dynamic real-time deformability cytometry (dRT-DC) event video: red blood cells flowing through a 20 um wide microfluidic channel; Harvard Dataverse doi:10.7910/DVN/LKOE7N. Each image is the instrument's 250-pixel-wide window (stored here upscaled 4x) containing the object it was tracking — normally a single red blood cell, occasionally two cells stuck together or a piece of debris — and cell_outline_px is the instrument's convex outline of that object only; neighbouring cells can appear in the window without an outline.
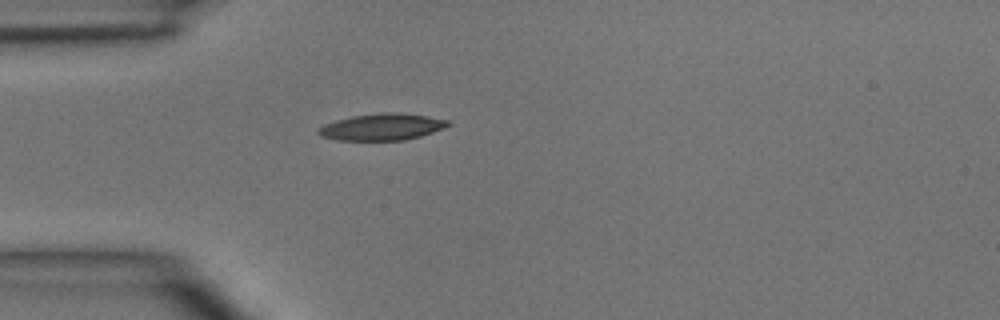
{"species": "common noctule bat (a hibernating species)", "species_latin": "Nyctalus noctula", "temperature_condition": "room temperature", "stored_images_in_passage": 1, "camera_frame_rate_fps": 3000, "um_per_image_px": 0.085, "animal": {"sex": "male", "body_mass_g": 15.6}, "frame": {"image": 1, "passage_image": 1, "time_ms": 0.0, "image_size_px": [1000, 320], "cell_outline_px": [[452, 124], [444, 128], [420, 136], [404, 140], [340, 140], [320, 136], [316, 132], [316, 128], [324, 124], [336, 120], [352, 116], [384, 112], [396, 112], [428, 116], [448, 120]], "centroid_in_image_um": [32.45, 10.78], "position_along_channel_um": 52.6, "area_um2": 20.17}}